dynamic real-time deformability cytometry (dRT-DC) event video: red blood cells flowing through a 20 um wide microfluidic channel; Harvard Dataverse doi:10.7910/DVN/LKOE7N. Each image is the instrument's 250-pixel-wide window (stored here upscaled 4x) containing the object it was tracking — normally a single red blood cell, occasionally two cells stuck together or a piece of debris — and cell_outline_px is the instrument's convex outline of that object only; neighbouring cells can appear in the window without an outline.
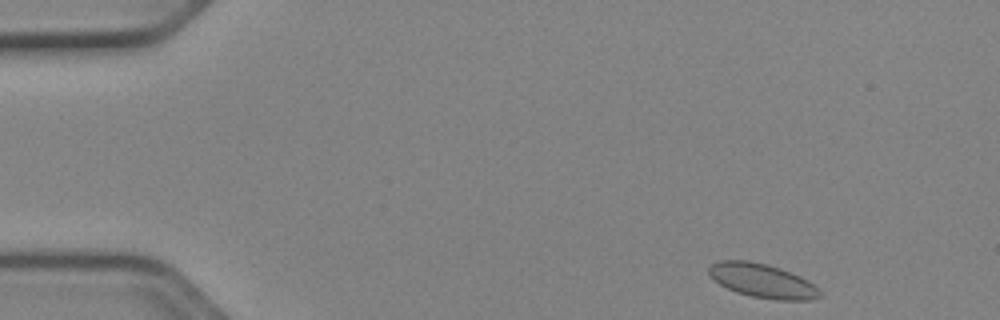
{"species": "Egyptian fruit bat (a non-hibernating species)", "species_latin": "Rousettus aegyptiacus", "temperature_condition": "cold", "stored_images_in_passage": 47, "camera_frame_rate_fps": 3000, "um_per_image_px": 0.085, "animal": {"sex": "female"}, "frame": {"image": 1, "passage_image": 1, "time_ms": 0.0, "image_size_px": [1000, 320], "cell_outline_px": [[820, 296], [808, 300], [776, 300], [752, 296], [736, 292], [720, 284], [708, 272], [708, 268], [712, 264], [720, 260], [748, 260], [768, 264], [780, 268], [800, 276], [808, 280], [820, 288]], "centroid_in_image_um": [64.83, 23.85], "position_along_channel_um": 20.2, "area_um2": 21.91}}
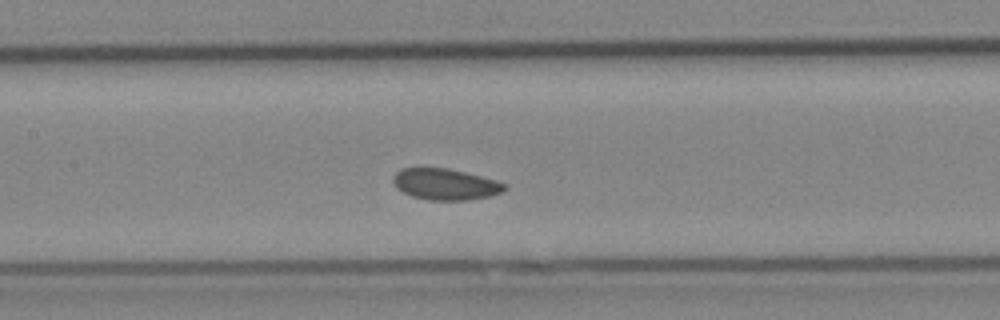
{"frame": {"image": 2, "passage_image": 20, "time_ms": 6.333, "image_size_px": [1000, 320], "cell_outline_px": [[508, 188], [500, 192], [488, 196], [468, 200], [428, 200], [412, 196], [396, 188], [392, 180], [392, 176], [400, 168], [448, 168], [496, 180], [508, 184]], "centroid_in_image_um": [37.83, 15.66], "position_along_channel_um": 169.6, "area_um2": 20.29}}
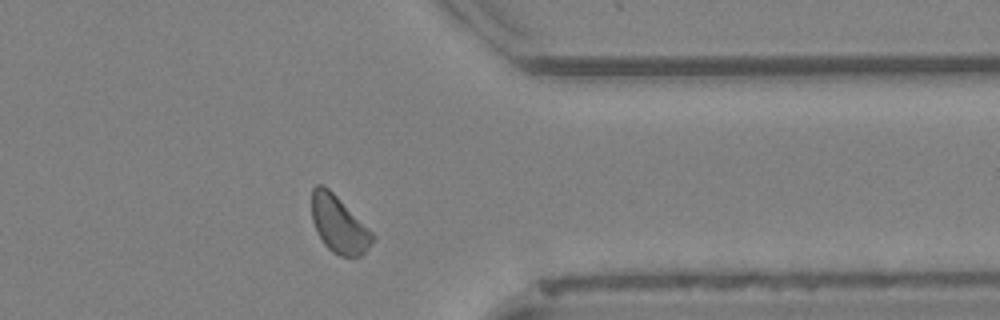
{"frame": {"image": 3, "passage_image": 37, "time_ms": 12.0, "image_size_px": [1000, 320], "cell_outline_px": [[376, 236], [364, 252], [360, 256], [340, 256], [332, 252], [324, 244], [312, 220], [312, 188], [316, 184], [324, 184]], "centroid_in_image_um": [28.78, 19.07], "position_along_channel_um": 382.6, "area_um2": 19.71}, "authors_computed_cell_mechanics": {"area_um2": 20.3456, "velocity_mm_per_s": 3.8816, "shape_relaxation_time_tau1_ms": null, "shape_relaxation_time_tau2_ms": 0.9695, "deformation_change_tau1": null, "deformation_change_tau2": 0.0424}}